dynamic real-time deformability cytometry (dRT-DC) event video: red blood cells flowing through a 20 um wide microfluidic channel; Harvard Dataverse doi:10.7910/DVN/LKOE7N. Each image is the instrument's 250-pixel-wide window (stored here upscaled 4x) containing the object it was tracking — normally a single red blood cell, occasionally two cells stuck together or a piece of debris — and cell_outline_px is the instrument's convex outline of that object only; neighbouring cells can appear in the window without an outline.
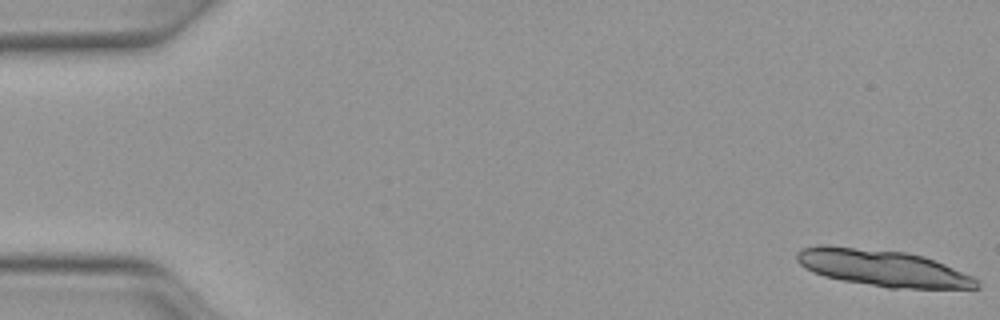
{"species": "Egyptian fruit bat (a non-hibernating species)", "species_latin": "Rousettus aegyptiacus", "temperature_condition": "warm", "stored_images_in_passage": 15, "camera_frame_rate_fps": 3000, "um_per_image_px": 0.085, "animal": {"sex": "female"}, "frame": {"image": 1, "passage_image": 1, "time_ms": 0.0, "image_size_px": [1000, 320], "cell_outline_px": [[980, 288], [888, 288], [844, 280], [824, 276], [812, 272], [800, 264], [796, 260], [796, 252], [800, 248], [816, 244], [828, 244], [908, 252], [924, 256], [936, 260], [972, 276], [980, 284]], "centroid_in_image_um": [74.97, 22.75], "position_along_channel_um": 10.0, "area_um2": 38.67}}